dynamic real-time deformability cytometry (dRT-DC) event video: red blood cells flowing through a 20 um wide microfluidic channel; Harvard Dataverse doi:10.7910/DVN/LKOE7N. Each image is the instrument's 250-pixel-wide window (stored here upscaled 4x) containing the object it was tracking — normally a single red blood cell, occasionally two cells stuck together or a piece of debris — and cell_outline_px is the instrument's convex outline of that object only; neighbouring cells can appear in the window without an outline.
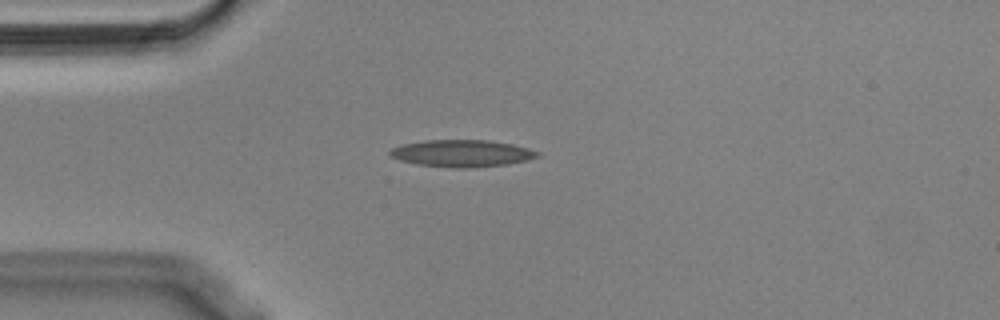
{"species": "Egyptian fruit bat (a non-hibernating species)", "species_latin": "Rousettus aegyptiacus", "temperature_condition": "cold", "stored_images_in_passage": 42, "camera_frame_rate_fps": 3000, "um_per_image_px": 0.085, "animal": {"sex": "male"}, "frame": {"image": 1, "passage_image": 1, "time_ms": 0.0, "image_size_px": [1000, 320], "cell_outline_px": [[540, 156], [528, 160], [508, 164], [464, 168], [456, 168], [416, 164], [400, 160], [388, 156], [388, 152], [392, 148], [400, 144], [424, 140], [488, 140], [512, 144], [528, 148], [540, 152]], "centroid_in_image_um": [39.23, 13.03], "position_along_channel_um": 45.8, "area_um2": 23.35}}
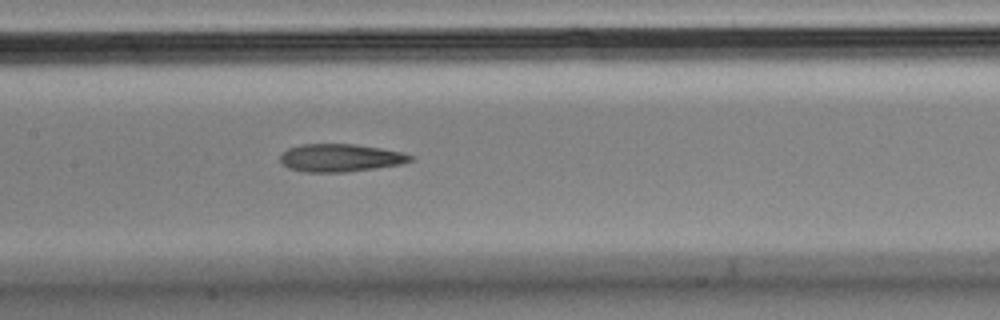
{"frame": {"image": 2, "passage_image": 13, "time_ms": 4.0, "image_size_px": [1000, 320], "cell_outline_px": [[416, 156], [412, 160], [400, 164], [376, 168], [348, 172], [304, 172], [288, 168], [280, 164], [280, 156], [288, 148], [300, 144], [356, 144], [404, 152]], "centroid_in_image_um": [28.93, 13.42], "position_along_channel_um": 178.5, "area_um2": 21.33}}
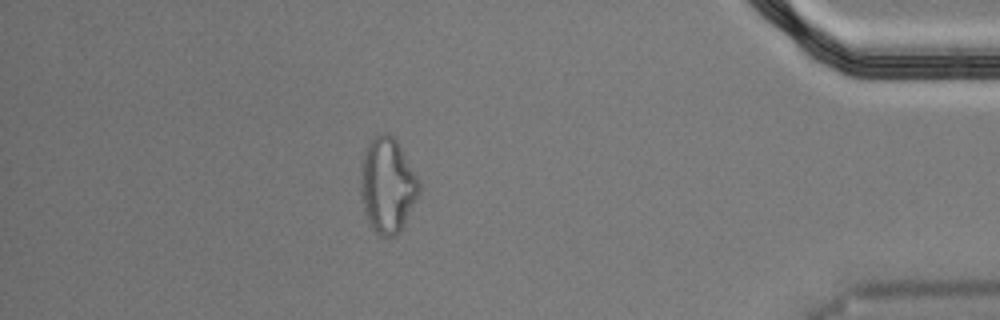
{"frame": {"image": 3, "passage_image": 35, "time_ms": 11.333, "image_size_px": [1000, 320], "cell_outline_px": [[420, 192], [400, 232], [392, 236], [380, 236], [372, 228], [364, 208], [360, 180], [364, 156], [368, 144], [376, 136], [384, 132], [388, 132], [396, 140], [420, 180]], "centroid_in_image_um": [32.97, 15.75], "position_along_channel_um": 402.2, "area_um2": 31.79}, "authors_computed_cell_mechanics": {"area_um2": 22.0796, "velocity_mm_per_s": 3.6457, "shape_relaxation_time_tau1_ms": null, "shape_relaxation_time_tau2_ms": 6.4391, "deformation_change_tau1": null, "deformation_change_tau2": 0.1945}}